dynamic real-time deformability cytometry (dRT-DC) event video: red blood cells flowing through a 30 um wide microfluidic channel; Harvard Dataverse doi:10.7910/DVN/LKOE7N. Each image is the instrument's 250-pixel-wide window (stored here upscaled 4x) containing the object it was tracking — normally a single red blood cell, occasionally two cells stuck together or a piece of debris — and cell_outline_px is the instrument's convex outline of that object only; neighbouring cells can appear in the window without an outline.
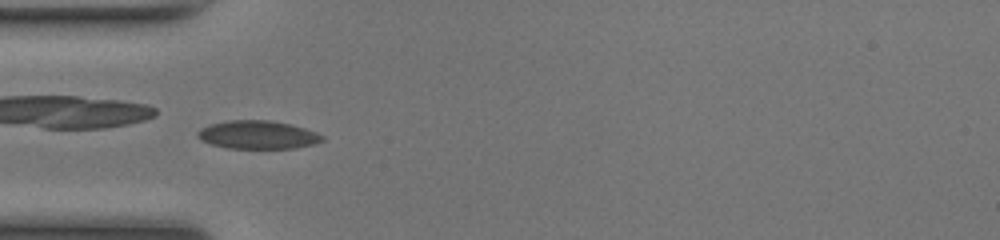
{"species": "common noctule bat (a hibernating species)", "species_latin": "Nyctalus noctula", "temperature_condition": "room temperature", "stored_images_in_passage": 48, "camera_frame_rate_fps": 3000, "um_per_image_px": 0.085, "animal": {"sex": "female", "body_mass_g": 17.0, "forearm_length_mm": 48.0}, "frame": {"image": 1, "passage_image": 14, "time_ms": 4.333, "image_size_px": [1000, 240], "cell_outline_px": [[324, 140], [316, 144], [292, 148], [228, 148], [212, 144], [200, 140], [196, 136], [196, 132], [200, 128], [208, 124], [228, 120], [268, 120], [292, 124], [316, 132], [324, 136]], "centroid_in_image_um": [21.89, 11.45], "position_along_channel_um": 63.1, "area_um2": 20.69}}
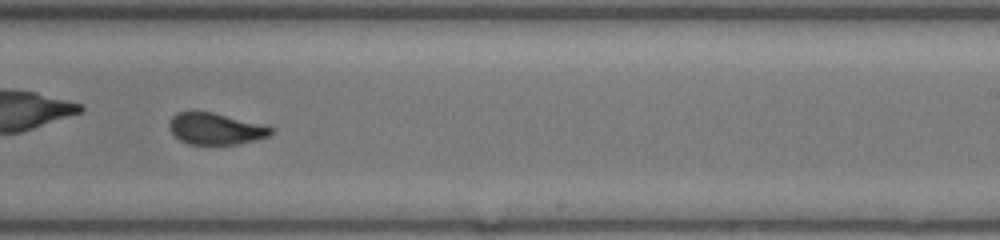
{"frame": {"image": 2, "passage_image": 29, "time_ms": 9.333, "image_size_px": [1000, 240], "cell_outline_px": [[272, 132], [268, 136], [240, 144], [188, 144], [180, 140], [168, 128], [168, 124], [172, 116], [176, 112], [212, 112], [272, 128]], "centroid_in_image_um": [18.25, 10.95], "position_along_channel_um": 270.8, "area_um2": 18.21}}
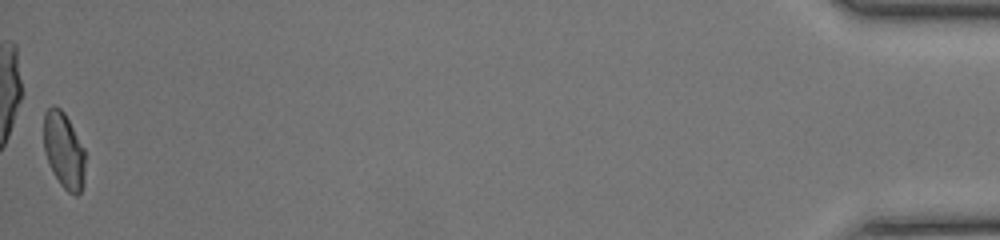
{"frame": {"image": 3, "passage_image": 48, "time_ms": 15.667, "image_size_px": [1000, 240], "cell_outline_px": [[84, 184], [80, 192], [76, 196], [68, 192], [60, 184], [52, 172], [44, 152], [44, 112], [52, 104], [60, 108], [64, 112], [84, 148]], "centroid_in_image_um": [5.41, 12.79], "position_along_channel_um": 429.8, "area_um2": 18.44}, "authors_computed_cell_mechanics": {"area_um2": 19.8832, "velocity_mm_per_s": 4.165, "shape_relaxation_time_tau1_ms": 2.8928, "shape_relaxation_time_tau2_ms": 0.9966, "deformation_change_tau1": 0.1106, "deformation_change_tau2": 0.0488}}